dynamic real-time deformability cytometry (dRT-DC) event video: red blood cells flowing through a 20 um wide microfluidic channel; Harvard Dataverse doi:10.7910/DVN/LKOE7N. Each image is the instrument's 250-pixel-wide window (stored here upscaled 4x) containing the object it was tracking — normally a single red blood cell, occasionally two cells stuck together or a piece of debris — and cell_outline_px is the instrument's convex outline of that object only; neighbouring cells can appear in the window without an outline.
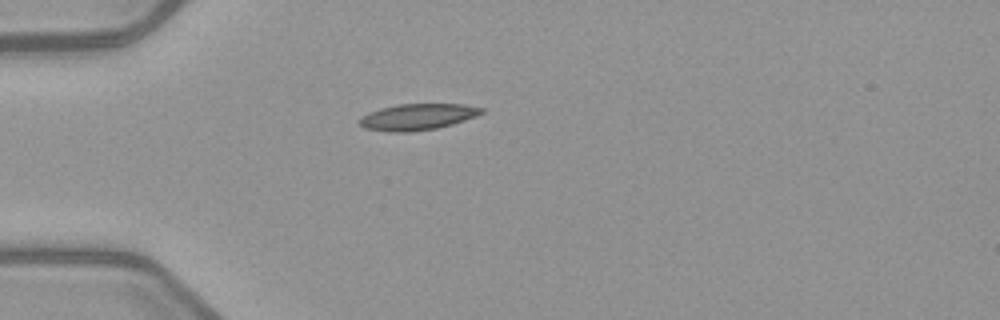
{"species": "common noctule bat (a hibernating species)", "species_latin": "Nyctalus noctula", "temperature_condition": "warm", "stored_images_in_passage": 5, "camera_frame_rate_fps": 3000, "um_per_image_px": 0.085, "animal": {"sex": "female", "body_mass_g": 21.9}, "frame": {"image": 1, "passage_image": 5, "time_ms": 6.667, "image_size_px": [1000, 320], "cell_outline_px": [[484, 112], [476, 116], [452, 124], [436, 128], [408, 132], [388, 132], [364, 128], [356, 120], [360, 116], [368, 112], [380, 108], [396, 104], [464, 104], [484, 108]], "centroid_in_image_um": [35.43, 9.93], "position_along_channel_um": 49.6, "area_um2": 18.84}}